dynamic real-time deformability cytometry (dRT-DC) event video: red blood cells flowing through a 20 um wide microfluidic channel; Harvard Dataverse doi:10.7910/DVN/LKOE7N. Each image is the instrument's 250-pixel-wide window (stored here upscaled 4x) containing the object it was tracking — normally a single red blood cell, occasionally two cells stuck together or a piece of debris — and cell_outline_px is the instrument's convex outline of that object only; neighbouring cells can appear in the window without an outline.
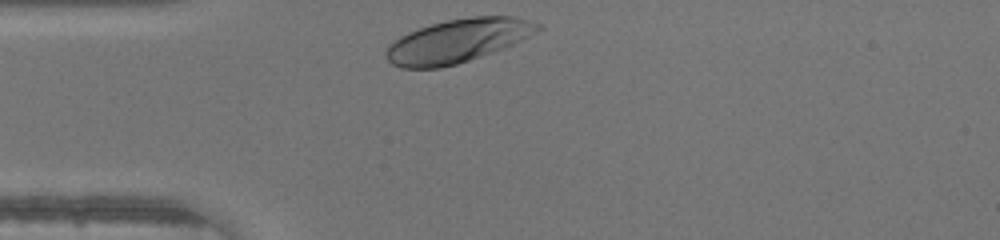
{"species": "human", "species_latin": "Homo sapiens", "temperature_condition": "warm", "stored_images_in_passage": 25, "camera_frame_rate_fps": 3000, "um_per_image_px": 0.085, "donor": {"sex": "male"}, "frame": {"image": 1, "passage_image": 1, "time_ms": 0.0, "image_size_px": [1000, 240], "cell_outline_px": [[544, 28], [504, 48], [456, 64], [440, 68], [400, 68], [392, 64], [384, 56], [384, 52], [388, 44], [400, 36], [408, 32], [432, 24], [448, 20], [472, 16], [512, 16], [540, 24]], "centroid_in_image_um": [38.86, 3.48], "position_along_channel_um": 46.1, "area_um2": 38.21}}
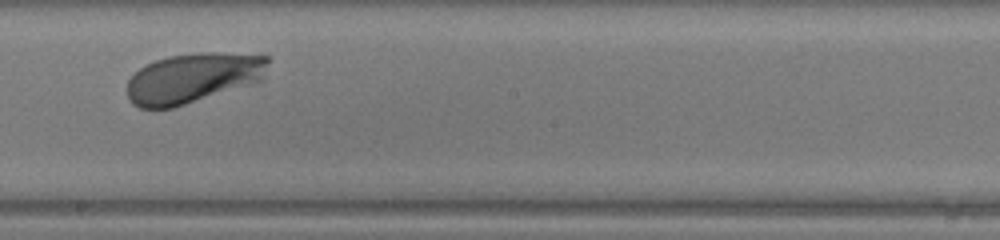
{"frame": {"image": 2, "passage_image": 15, "time_ms": 4.667, "image_size_px": [1000, 240], "cell_outline_px": [[268, 64], [264, 80], [172, 108], [140, 108], [132, 104], [128, 100], [128, 80], [140, 68], [156, 60], [168, 56], [196, 52], [216, 52], [268, 56]], "centroid_in_image_um": [16.42, 6.62], "position_along_channel_um": 231.8, "area_um2": 41.04}}
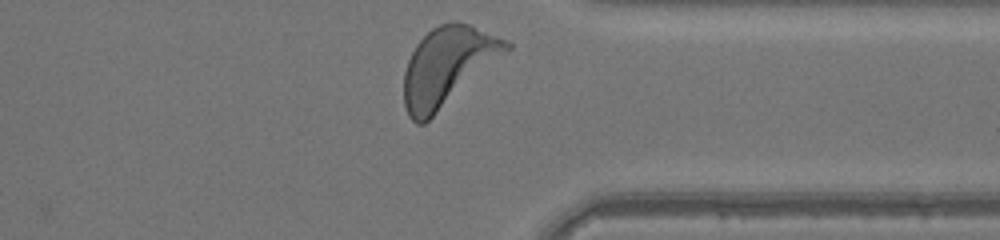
{"frame": {"image": 3, "passage_image": 25, "time_ms": 8.0, "image_size_px": [1000, 240], "cell_outline_px": [[512, 48], [424, 124], [416, 124], [408, 116], [404, 104], [404, 72], [408, 60], [416, 44], [432, 28], [440, 24], [452, 20], [456, 20], [468, 24], [504, 40], [512, 44]], "centroid_in_image_um": [38.01, 5.64], "position_along_channel_um": 373.4, "area_um2": 46.24}}